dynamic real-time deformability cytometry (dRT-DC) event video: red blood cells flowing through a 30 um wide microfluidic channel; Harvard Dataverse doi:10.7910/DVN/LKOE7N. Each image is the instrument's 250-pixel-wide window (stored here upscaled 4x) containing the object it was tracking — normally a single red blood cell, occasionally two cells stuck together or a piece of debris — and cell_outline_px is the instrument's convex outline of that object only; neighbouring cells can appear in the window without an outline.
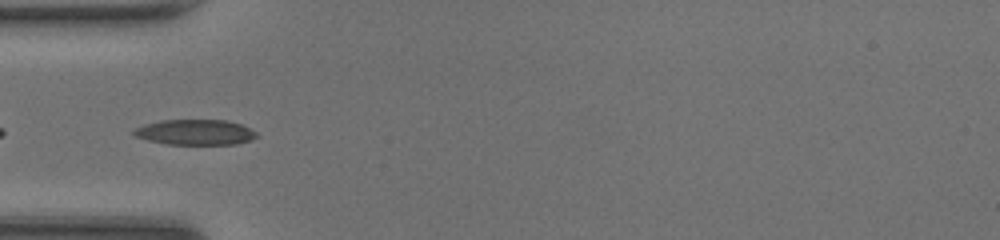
{"species": "common noctule bat (a hibernating species)", "species_latin": "Nyctalus noctula", "temperature_condition": "room temperature", "stored_images_in_passage": 31, "camera_frame_rate_fps": 3000, "um_per_image_px": 0.085, "animal": {"sex": "female", "body_mass_g": 20.0, "forearm_length_mm": 54.0}, "frame": {"image": 1, "passage_image": 2, "time_ms": 0.333, "image_size_px": [1000, 240], "cell_outline_px": [[260, 136], [252, 140], [236, 144], [168, 144], [148, 140], [132, 136], [132, 132], [136, 128], [144, 124], [160, 120], [228, 120], [240, 124], [256, 132]], "centroid_in_image_um": [16.59, 11.24], "position_along_channel_um": 68.4, "area_um2": 18.26}}
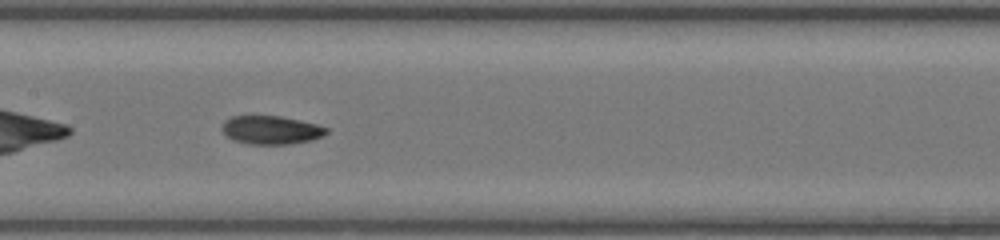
{"frame": {"image": 2, "passage_image": 10, "time_ms": 3.0, "image_size_px": [1000, 240], "cell_outline_px": [[328, 132], [324, 136], [312, 140], [288, 144], [248, 144], [232, 140], [220, 128], [224, 120], [232, 116], [280, 116], [300, 120], [316, 124], [328, 128]], "centroid_in_image_um": [23.04, 11.05], "position_along_channel_um": 184.4, "area_um2": 17.4}}
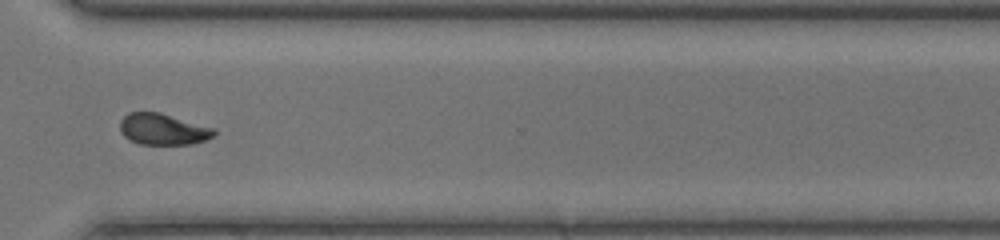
{"frame": {"image": 3, "passage_image": 22, "time_ms": 7.0, "image_size_px": [1000, 240], "cell_outline_px": [[216, 132], [212, 136], [204, 140], [192, 144], [140, 144], [128, 140], [120, 132], [120, 120], [128, 112], [160, 112], [216, 128]], "centroid_in_image_um": [13.84, 10.98], "position_along_channel_um": 356.8, "area_um2": 17.28}, "authors_computed_cell_mechanics": {"area_um2": 17.3978, "velocity_mm_per_s": 4.3124, "shape_relaxation_time_tau1_ms": 2.7875, "shape_relaxation_time_tau2_ms": 2.7812, "deformation_change_tau1": 0.1306, "deformation_change_tau2": 0.0797}}